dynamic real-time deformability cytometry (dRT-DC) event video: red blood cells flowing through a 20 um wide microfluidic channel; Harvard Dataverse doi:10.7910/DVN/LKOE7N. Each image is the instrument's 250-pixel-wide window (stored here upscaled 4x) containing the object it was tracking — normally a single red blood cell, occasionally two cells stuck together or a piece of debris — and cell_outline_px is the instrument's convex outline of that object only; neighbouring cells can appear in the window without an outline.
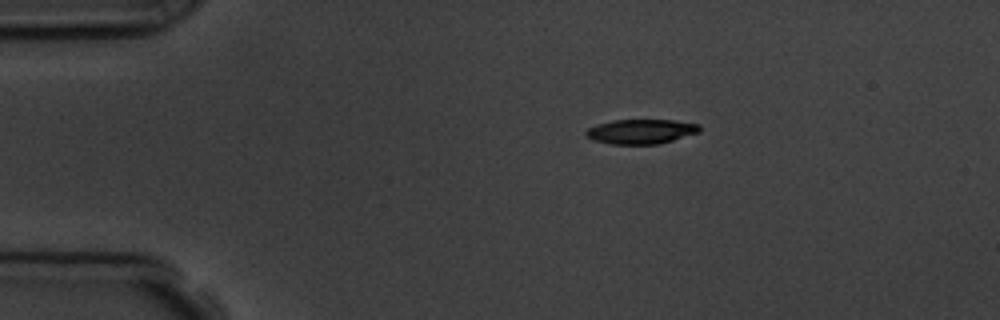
{"species": "common noctule bat (a hibernating species)", "species_latin": "Nyctalus noctula", "temperature_condition": "room temperature", "stored_images_in_passage": 7, "camera_frame_rate_fps": 3000, "um_per_image_px": 0.085, "animal": {"sex": "male", "body_mass_g": 19.5, "forearm_length_mm": 54.6}, "frame": {"image": 1, "passage_image": 1, "time_ms": 0.0, "image_size_px": [1000, 320], "cell_outline_px": [[700, 132], [660, 144], [612, 144], [592, 140], [584, 132], [588, 128], [596, 124], [612, 120], [676, 120], [700, 124]], "centroid_in_image_um": [54.5, 11.17], "position_along_channel_um": 30.5, "area_um2": 16.42}}
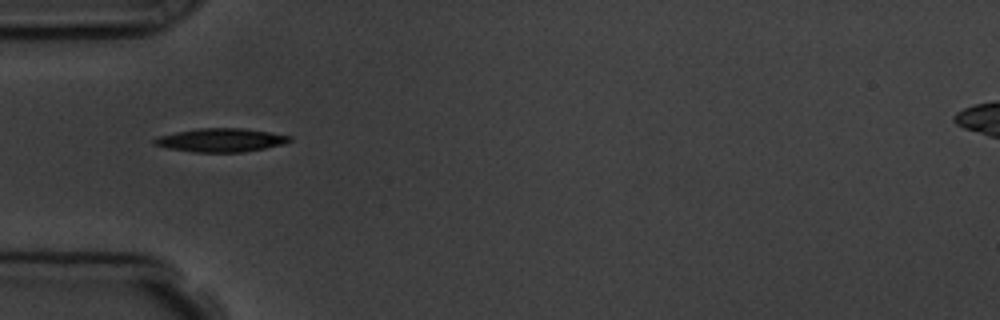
{"frame": {"image": 2, "passage_image": 3, "time_ms": 2.333, "image_size_px": [1000, 320], "cell_outline_px": [[292, 140], [280, 144], [264, 148], [244, 152], [192, 152], [168, 148], [152, 144], [152, 140], [160, 136], [176, 132], [200, 128], [244, 128], [292, 136]], "centroid_in_image_um": [18.74, 11.91], "position_along_channel_um": 66.3, "area_um2": 18.38}}